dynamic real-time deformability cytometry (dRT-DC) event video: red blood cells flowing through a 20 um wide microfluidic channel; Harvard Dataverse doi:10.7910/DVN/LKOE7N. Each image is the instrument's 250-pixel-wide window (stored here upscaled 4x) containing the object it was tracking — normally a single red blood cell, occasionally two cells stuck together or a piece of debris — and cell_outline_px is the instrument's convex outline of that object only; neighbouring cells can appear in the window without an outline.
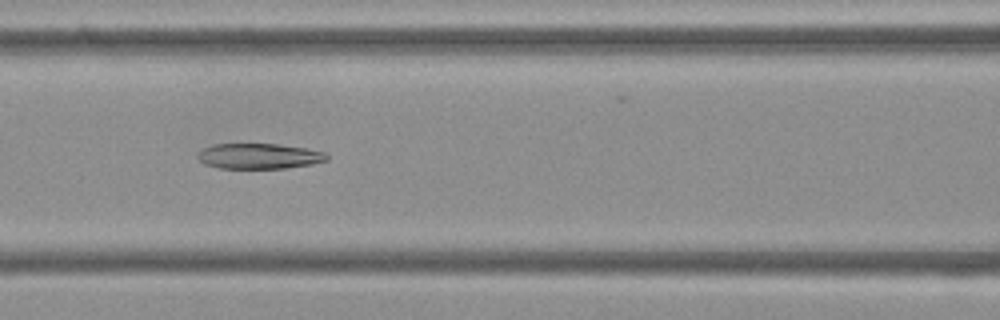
{"species": "Egyptian fruit bat (a non-hibernating species)", "species_latin": "Rousettus aegyptiacus", "temperature_condition": "cold", "stored_images_in_passage": 40, "camera_frame_rate_fps": 3000, "um_per_image_px": 0.085, "frame": {"image": 1, "passage_image": 9, "time_ms": 2.667, "image_size_px": [1000, 320], "cell_outline_px": [[328, 160], [312, 164], [284, 168], [220, 168], [204, 164], [196, 156], [196, 152], [212, 144], [276, 144], [304, 148], [324, 152], [328, 156]], "centroid_in_image_um": [21.98, 13.27], "position_along_channel_um": 144.6, "area_um2": 19.07}}
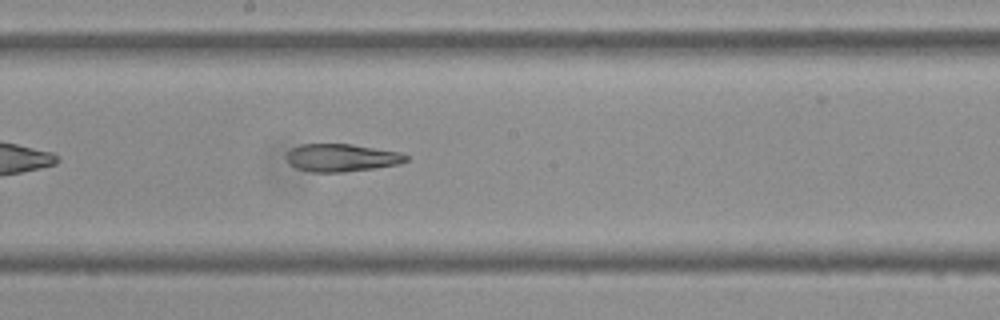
{"frame": {"image": 2, "passage_image": 15, "time_ms": 4.667, "image_size_px": [1000, 320], "cell_outline_px": [[408, 160], [400, 164], [376, 168], [344, 172], [312, 172], [296, 168], [288, 164], [288, 152], [292, 148], [300, 144], [352, 144], [404, 152], [408, 156]], "centroid_in_image_um": [29.09, 13.4], "position_along_channel_um": 219.1, "area_um2": 19.54}}
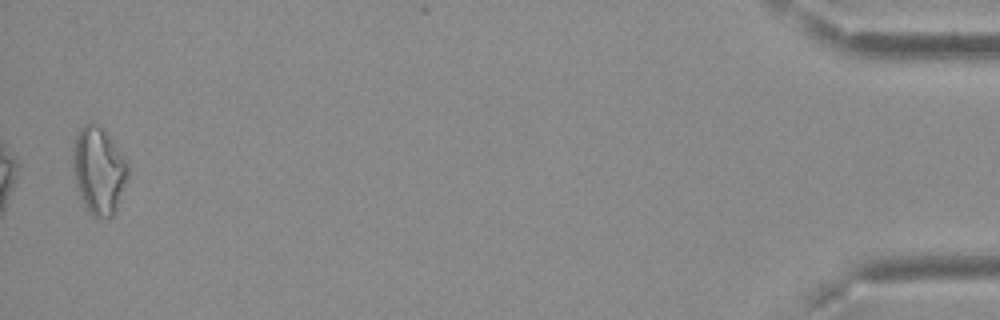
{"frame": {"image": 3, "passage_image": 39, "time_ms": 12.667, "image_size_px": [1000, 320], "cell_outline_px": [[128, 176], [116, 208], [112, 216], [92, 216], [88, 212], [76, 188], [72, 168], [72, 140], [76, 132], [84, 124], [100, 124], [128, 164]], "centroid_in_image_um": [8.33, 14.45], "position_along_channel_um": 426.9, "area_um2": 27.86}, "authors_computed_cell_mechanics": {"area_um2": 20.3167, "velocity_mm_per_s": 3.7316, "shape_relaxation_time_tau1_ms": null, "shape_relaxation_time_tau2_ms": 9.6397, "deformation_change_tau1": null, "deformation_change_tau2": 0.1998}}